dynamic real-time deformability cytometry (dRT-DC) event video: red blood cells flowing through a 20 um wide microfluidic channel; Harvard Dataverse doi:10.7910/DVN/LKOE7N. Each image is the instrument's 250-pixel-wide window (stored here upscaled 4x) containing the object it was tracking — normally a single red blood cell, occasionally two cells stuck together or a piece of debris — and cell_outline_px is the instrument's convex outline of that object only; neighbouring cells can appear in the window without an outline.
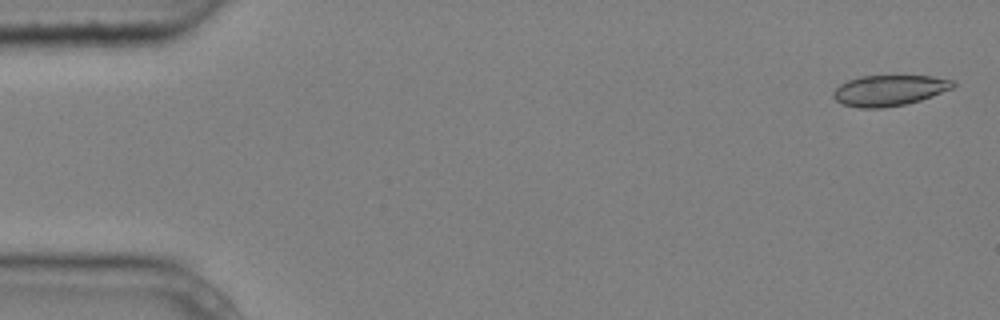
{"species": "common noctule bat (a hibernating species)", "species_latin": "Nyctalus noctula", "temperature_condition": "cold", "stored_images_in_passage": 5, "camera_frame_rate_fps": 3000, "um_per_image_px": 0.085, "animal": {"sex": "male", "body_mass_g": 20.4}, "frame": {"image": 1, "passage_image": 1, "time_ms": 0.0, "image_size_px": [1000, 320], "cell_outline_px": [[956, 84], [952, 88], [932, 96], [920, 100], [904, 104], [884, 108], [860, 108], [844, 104], [836, 100], [832, 96], [832, 92], [840, 84], [848, 80], [860, 76], [932, 76], [956, 80]], "centroid_in_image_um": [75.59, 7.68], "position_along_channel_um": 9.4, "area_um2": 21.44}}
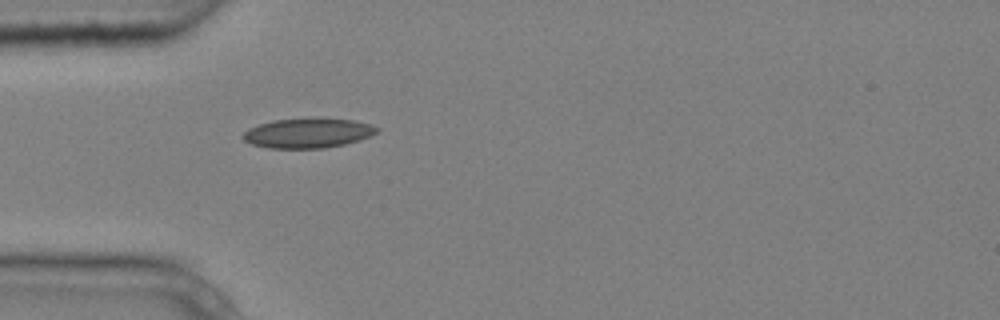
{"frame": {"image": 2, "passage_image": 5, "time_ms": 1.333, "image_size_px": [1000, 320], "cell_outline_px": [[380, 132], [360, 140], [344, 144], [324, 148], [268, 148], [252, 144], [244, 140], [240, 136], [248, 128], [272, 120], [316, 116], [352, 120], [368, 124], [380, 128]], "centroid_in_image_um": [26.18, 11.28], "position_along_channel_um": 58.8, "area_um2": 23.76}}